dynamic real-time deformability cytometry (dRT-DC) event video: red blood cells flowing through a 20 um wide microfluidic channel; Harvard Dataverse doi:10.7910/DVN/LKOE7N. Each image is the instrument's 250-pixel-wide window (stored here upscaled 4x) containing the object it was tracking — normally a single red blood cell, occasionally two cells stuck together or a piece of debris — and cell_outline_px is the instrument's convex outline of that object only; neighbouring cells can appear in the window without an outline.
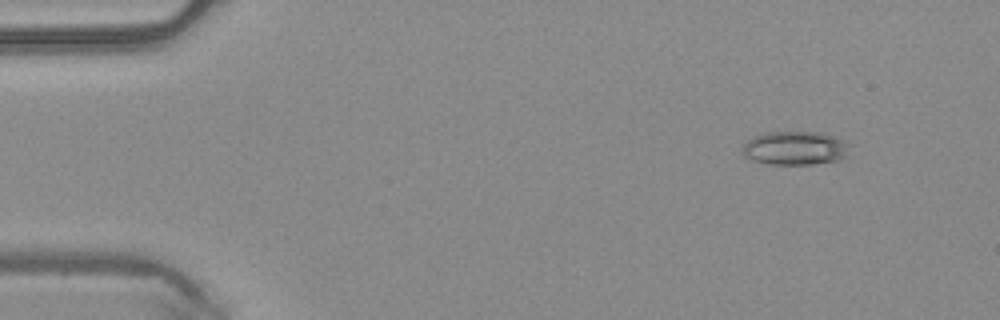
{"species": "common noctule bat (a hibernating species)", "species_latin": "Nyctalus noctula", "temperature_condition": "warm", "stored_images_in_passage": 5, "camera_frame_rate_fps": 3000, "um_per_image_px": 0.085, "animal": {"sex": "male", "body_mass_g": 20.4}, "frame": {"image": 1, "passage_image": 2, "time_ms": 0.333, "image_size_px": [1000, 320], "cell_outline_px": [[852, 144], [848, 156], [840, 160], [812, 164], [768, 164], [744, 156], [744, 144], [748, 140], [764, 132], [824, 132], [844, 140]], "centroid_in_image_um": [67.69, 12.58], "position_along_channel_um": 17.3, "area_um2": 21.21}}